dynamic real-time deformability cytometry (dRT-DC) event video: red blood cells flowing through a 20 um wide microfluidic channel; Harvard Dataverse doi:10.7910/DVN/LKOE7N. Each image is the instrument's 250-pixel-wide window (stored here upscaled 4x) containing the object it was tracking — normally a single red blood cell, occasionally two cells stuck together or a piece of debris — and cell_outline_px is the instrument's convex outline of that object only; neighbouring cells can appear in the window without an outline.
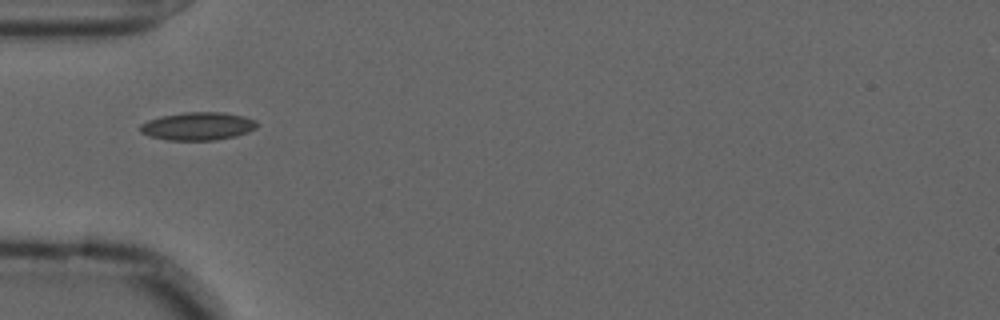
{"species": "common noctule bat (a hibernating species)", "species_latin": "Nyctalus noctula", "temperature_condition": "cold", "stored_images_in_passage": 21, "camera_frame_rate_fps": 3000, "um_per_image_px": 0.085, "animal": {"sex": "male", "forearm_length_mm": 52.5}, "frame": {"image": 1, "passage_image": 1, "time_ms": 0.0, "image_size_px": [1000, 320], "cell_outline_px": [[256, 128], [248, 132], [236, 136], [216, 140], [168, 140], [148, 136], [140, 132], [140, 124], [148, 120], [160, 116], [184, 112], [224, 112], [244, 116], [256, 120]], "centroid_in_image_um": [16.8, 10.72], "position_along_channel_um": 68.2, "area_um2": 19.19}}
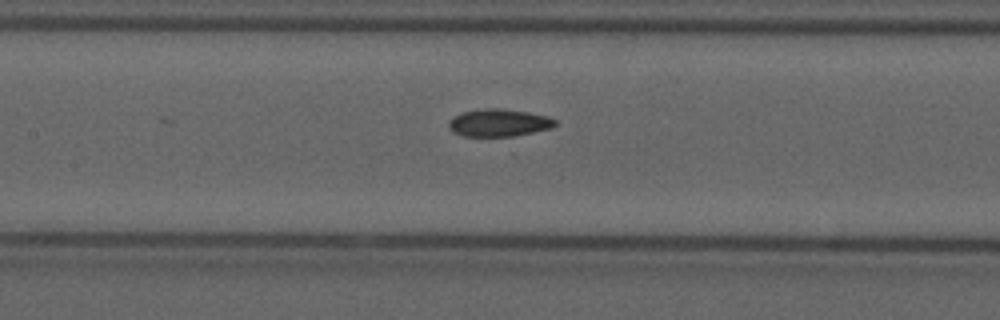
{"frame": {"image": 2, "passage_image": 9, "time_ms": 2.667, "image_size_px": [1000, 320], "cell_outline_px": [[556, 124], [552, 128], [512, 136], [464, 136], [456, 132], [448, 124], [460, 112], [484, 108], [500, 108], [528, 112], [548, 116], [556, 120]], "centroid_in_image_um": [42.45, 10.42], "position_along_channel_um": 164.9, "area_um2": 16.76}}
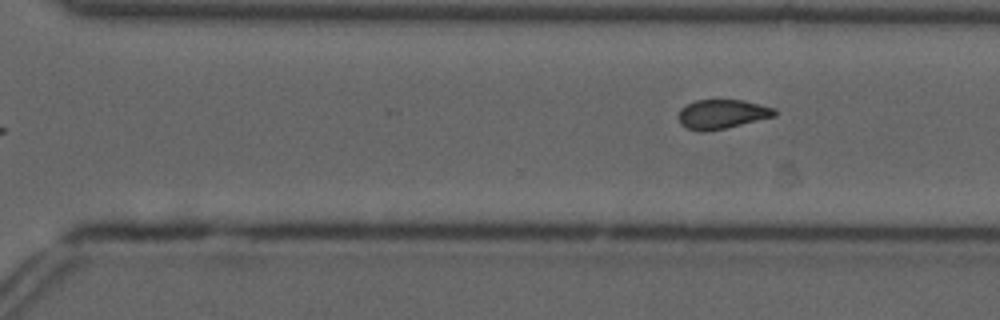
{"frame": {"image": 3, "passage_image": 21, "time_ms": 6.667, "image_size_px": [1000, 320], "cell_outline_px": [[776, 116], [724, 128], [700, 132], [688, 128], [680, 124], [676, 116], [680, 108], [696, 100], [744, 100], [776, 108]], "centroid_in_image_um": [61.35, 9.69], "position_along_channel_um": 309.3, "area_um2": 16.42}}